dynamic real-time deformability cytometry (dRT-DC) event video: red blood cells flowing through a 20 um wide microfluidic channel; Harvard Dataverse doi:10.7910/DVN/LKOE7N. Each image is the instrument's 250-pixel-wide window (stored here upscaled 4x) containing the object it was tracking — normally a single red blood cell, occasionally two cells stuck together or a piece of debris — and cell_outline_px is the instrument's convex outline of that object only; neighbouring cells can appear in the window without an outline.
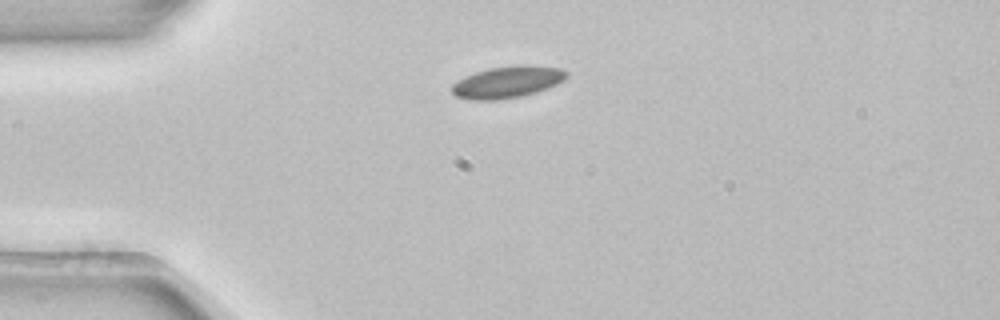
{"species": "common noctule bat (a hibernating species)", "species_latin": "Nyctalus noctula", "temperature_condition": "room temperature", "stored_images_in_passage": 2, "camera_frame_rate_fps": 3000, "um_per_image_px": 0.085, "animal": {"sex": "female", "body_mass_g": 22.7, "forearm_length_mm": 54.2}, "frame": {"image": 1, "passage_image": 1, "time_ms": 0.0, "image_size_px": [1000, 320], "cell_outline_px": [[568, 76], [564, 80], [556, 84], [520, 96], [496, 100], [472, 100], [456, 96], [452, 92], [452, 84], [456, 80], [464, 76], [488, 68], [516, 64], [532, 64], [560, 68], [568, 72]], "centroid_in_image_um": [43.11, 6.94], "position_along_channel_um": 41.9, "area_um2": 21.27}}
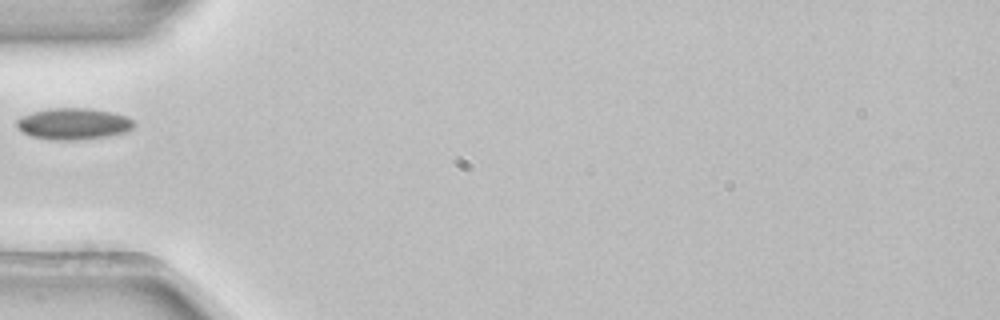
{"frame": {"image": 2, "passage_image": 2, "time_ms": 0.333, "image_size_px": [1000, 320], "cell_outline_px": [[136, 124], [128, 132], [104, 136], [76, 140], [56, 140], [28, 136], [16, 124], [16, 120], [20, 116], [32, 112], [48, 108], [88, 108], [112, 112], [124, 116], [132, 120]], "centroid_in_image_um": [6.22, 10.52], "position_along_channel_um": 78.8, "area_um2": 21.44}}